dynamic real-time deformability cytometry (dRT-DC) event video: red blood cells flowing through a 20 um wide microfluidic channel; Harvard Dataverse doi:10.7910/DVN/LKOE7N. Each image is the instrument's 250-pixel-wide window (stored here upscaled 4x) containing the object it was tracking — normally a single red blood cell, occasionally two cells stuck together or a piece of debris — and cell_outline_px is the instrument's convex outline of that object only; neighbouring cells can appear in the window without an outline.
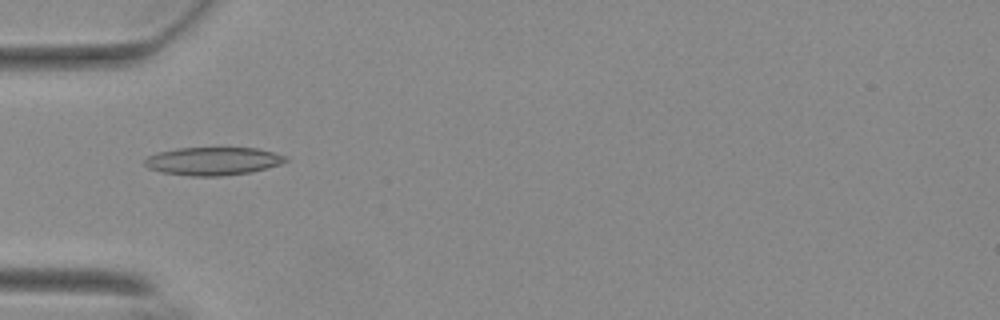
{"species": "Egyptian fruit bat (a non-hibernating species)", "species_latin": "Rousettus aegyptiacus", "temperature_condition": "warm", "stored_images_in_passage": 55, "camera_frame_rate_fps": 3000, "um_per_image_px": 0.085, "animal": {"sex": "female"}, "frame": {"image": 1, "passage_image": 18, "time_ms": 5.667, "image_size_px": [1000, 320], "cell_outline_px": [[288, 160], [280, 164], [268, 168], [252, 172], [220, 176], [192, 176], [160, 172], [148, 168], [144, 164], [144, 160], [148, 156], [160, 152], [176, 148], [256, 148], [288, 156]], "centroid_in_image_um": [18.11, 13.7], "position_along_channel_um": 66.9, "area_um2": 23.06}}
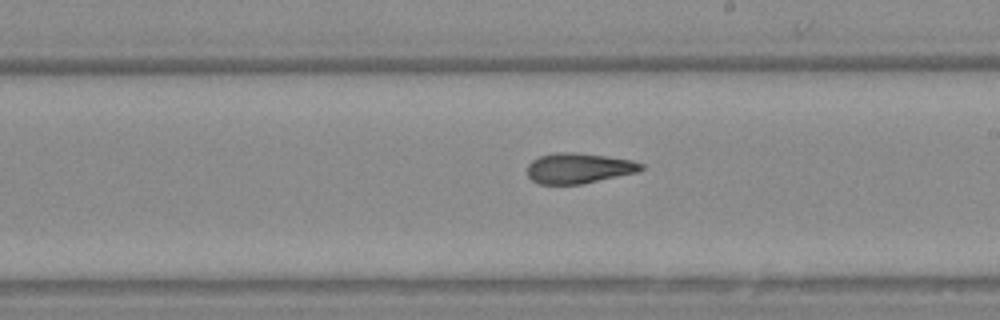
{"frame": {"image": 2, "passage_image": 32, "time_ms": 10.333, "image_size_px": [1000, 320], "cell_outline_px": [[644, 168], [636, 172], [584, 184], [540, 184], [532, 180], [528, 176], [528, 164], [532, 160], [540, 156], [556, 152], [576, 152], [608, 156], [632, 160], [644, 164]], "centroid_in_image_um": [49.2, 14.29], "position_along_channel_um": 239.8, "area_um2": 20.23}}
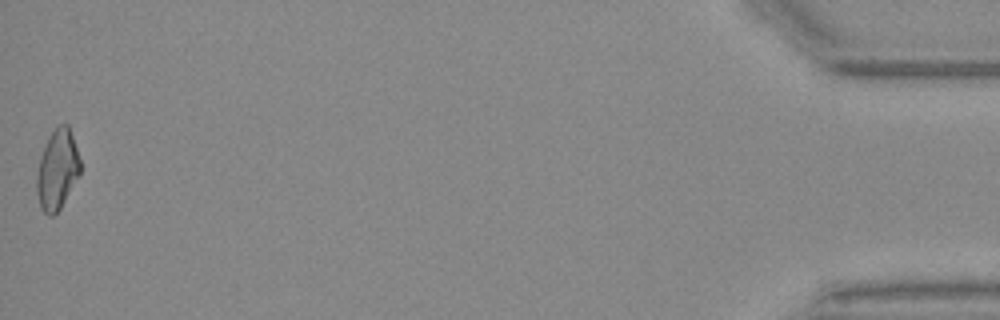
{"frame": {"image": 3, "passage_image": 55, "time_ms": 18.0, "image_size_px": [1000, 320], "cell_outline_px": [[80, 172], [60, 208], [52, 216], [48, 216], [40, 208], [36, 192], [36, 176], [40, 156], [44, 144], [52, 132], [60, 124], [68, 124], [80, 160]], "centroid_in_image_um": [4.83, 14.43], "position_along_channel_um": 430.4, "area_um2": 20.0}, "authors_computed_cell_mechanics": {"area_um2": 20.6346, "velocity_mm_per_s": 3.7152, "shape_relaxation_time_tau1_ms": null, "shape_relaxation_time_tau2_ms": 1.9627, "deformation_change_tau1": null, "deformation_change_tau2": 0.092}}